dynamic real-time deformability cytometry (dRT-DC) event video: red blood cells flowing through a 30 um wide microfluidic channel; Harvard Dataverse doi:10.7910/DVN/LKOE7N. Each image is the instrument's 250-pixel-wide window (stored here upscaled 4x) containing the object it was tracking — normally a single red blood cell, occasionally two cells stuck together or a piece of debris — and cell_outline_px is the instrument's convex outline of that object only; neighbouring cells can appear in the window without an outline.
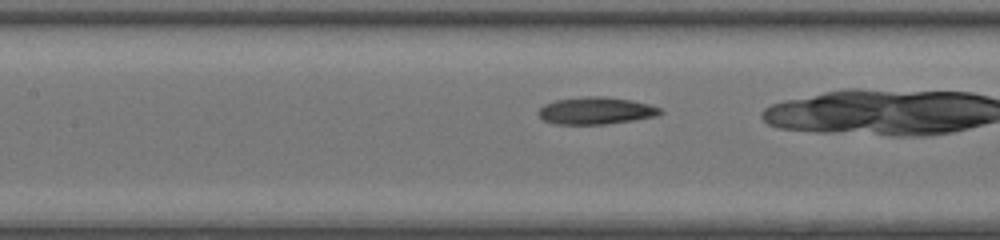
{"species": "common noctule bat (a hibernating species)", "species_latin": "Nyctalus noctula", "temperature_condition": "room temperature", "stored_images_in_passage": 32, "camera_frame_rate_fps": 3000, "um_per_image_px": 0.085, "animal": {"sex": "female", "body_mass_g": 20.0, "forearm_length_mm": 54.0}, "frame": {"image": 1, "passage_image": 15, "time_ms": 4.667, "image_size_px": [1000, 240], "cell_outline_px": [[664, 112], [656, 116], [632, 120], [604, 124], [556, 124], [544, 120], [536, 112], [544, 104], [556, 100], [588, 96], [604, 96], [632, 100], [648, 104], [660, 108]], "centroid_in_image_um": [50.64, 9.4], "position_along_channel_um": 156.8, "area_um2": 19.19}}
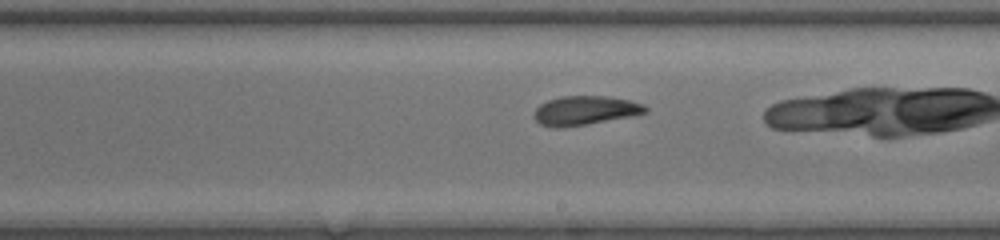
{"frame": {"image": 2, "passage_image": 21, "time_ms": 6.667, "image_size_px": [1000, 240], "cell_outline_px": [[648, 112], [628, 116], [584, 124], [556, 128], [540, 124], [532, 116], [536, 108], [540, 104], [548, 100], [560, 96], [604, 96], [628, 100], [644, 104], [648, 108]], "centroid_in_image_um": [49.68, 9.38], "position_along_channel_um": 239.3, "area_um2": 18.55}}
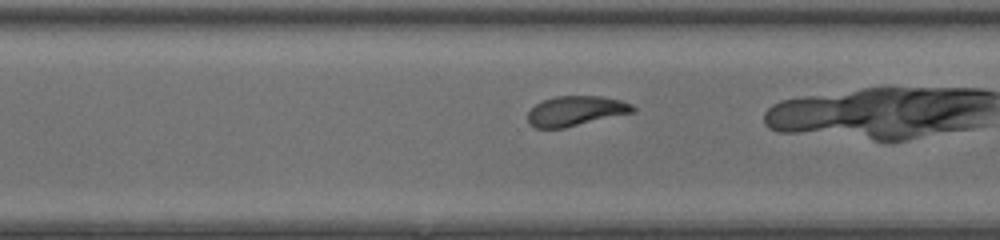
{"frame": {"image": 3, "passage_image": 27, "time_ms": 8.667, "image_size_px": [1000, 240], "cell_outline_px": [[636, 112], [564, 128], [536, 128], [528, 124], [528, 112], [536, 104], [544, 100], [556, 96], [600, 96], [620, 100], [632, 104], [636, 108]], "centroid_in_image_um": [48.96, 9.44], "position_along_channel_um": 321.6, "area_um2": 18.38}}